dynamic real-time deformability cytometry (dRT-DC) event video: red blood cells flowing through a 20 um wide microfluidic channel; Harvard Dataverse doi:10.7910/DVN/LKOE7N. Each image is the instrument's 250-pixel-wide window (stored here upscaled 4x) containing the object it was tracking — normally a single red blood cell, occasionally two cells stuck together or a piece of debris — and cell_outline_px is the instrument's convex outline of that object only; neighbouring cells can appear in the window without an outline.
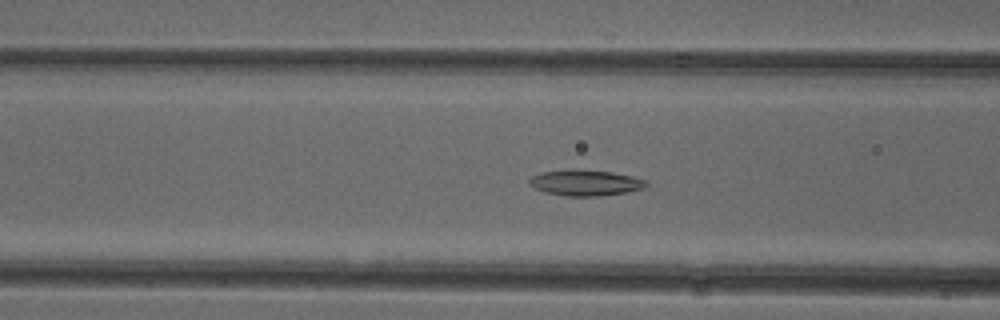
{"species": "common noctule bat (a hibernating species)", "species_latin": "Nyctalus noctula", "temperature_condition": "cold", "stored_images_in_passage": 34, "camera_frame_rate_fps": 3000, "um_per_image_px": 0.085, "animal": {"sex": "female"}, "frame": {"image": 1, "passage_image": 13, "time_ms": 4.0, "image_size_px": [1000, 320], "cell_outline_px": [[648, 184], [644, 188], [628, 192], [596, 196], [568, 196], [544, 192], [528, 184], [528, 180], [532, 176], [540, 172], [612, 172], [632, 176], [648, 180]], "centroid_in_image_um": [49.81, 15.58], "position_along_channel_um": 116.8, "area_um2": 16.82}}
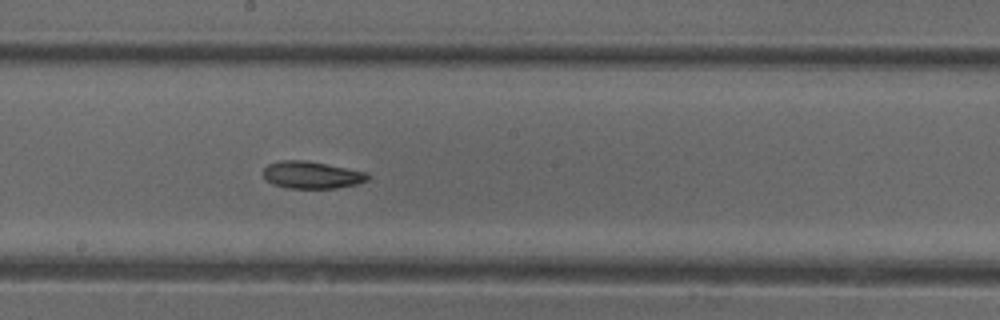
{"frame": {"image": 2, "passage_image": 21, "time_ms": 6.667, "image_size_px": [1000, 320], "cell_outline_px": [[368, 180], [356, 184], [336, 188], [288, 188], [272, 184], [264, 176], [264, 168], [268, 164], [280, 160], [304, 160], [368, 172]], "centroid_in_image_um": [26.49, 14.87], "position_along_channel_um": 221.7, "area_um2": 16.42}}
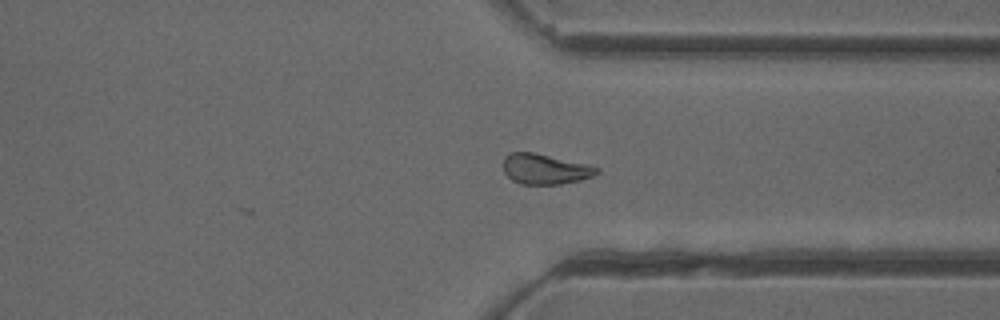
{"frame": {"image": 3, "passage_image": 32, "time_ms": 10.333, "image_size_px": [1000, 320], "cell_outline_px": [[600, 172], [592, 176], [580, 180], [560, 184], [520, 184], [512, 180], [504, 172], [504, 156], [512, 152], [536, 152], [588, 164], [600, 168]], "centroid_in_image_um": [46.34, 14.36], "position_along_channel_um": 365.1, "area_um2": 16.65}}